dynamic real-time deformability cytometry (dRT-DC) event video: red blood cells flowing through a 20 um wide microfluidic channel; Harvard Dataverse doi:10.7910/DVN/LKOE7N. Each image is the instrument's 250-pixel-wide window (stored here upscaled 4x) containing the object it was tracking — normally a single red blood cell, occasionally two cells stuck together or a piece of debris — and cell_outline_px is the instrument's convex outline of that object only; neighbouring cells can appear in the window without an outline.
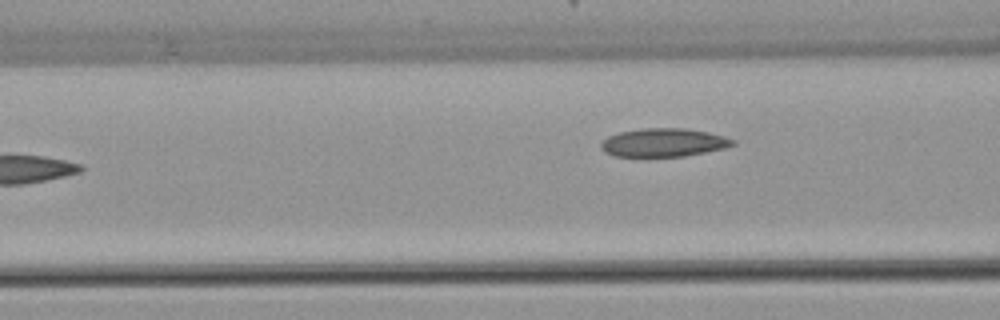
{"species": "common noctule bat (a hibernating species)", "species_latin": "Nyctalus noctula", "temperature_condition": "warm", "stored_images_in_passage": 3, "camera_frame_rate_fps": 3000, "um_per_image_px": 0.085, "animal": {"sex": "female", "body_mass_g": 22.7, "forearm_length_mm": 54.2}, "frame": {"image": 1, "passage_image": 3, "time_ms": 2.333, "image_size_px": [1000, 320], "cell_outline_px": [[736, 144], [724, 148], [684, 156], [612, 156], [604, 152], [600, 148], [600, 144], [608, 136], [620, 132], [640, 128], [684, 128], [708, 132], [724, 136], [736, 140]], "centroid_in_image_um": [56.39, 12.11], "position_along_channel_um": 110.2, "area_um2": 21.79}}